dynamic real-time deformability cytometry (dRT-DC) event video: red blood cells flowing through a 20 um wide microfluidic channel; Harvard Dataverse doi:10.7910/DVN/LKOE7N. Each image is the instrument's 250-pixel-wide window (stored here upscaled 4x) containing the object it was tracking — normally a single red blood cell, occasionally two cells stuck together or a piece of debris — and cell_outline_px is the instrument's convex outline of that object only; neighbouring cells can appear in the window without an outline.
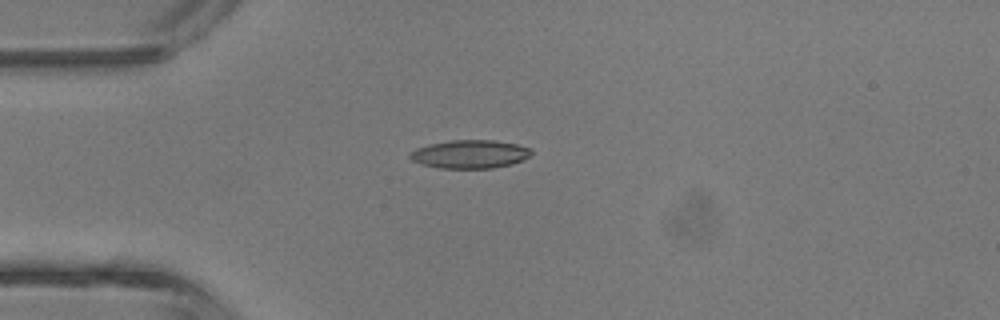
{"species": "common noctule bat (a hibernating species)", "species_latin": "Nyctalus noctula", "temperature_condition": "room temperature", "stored_images_in_passage": 3, "camera_frame_rate_fps": 3000, "um_per_image_px": 0.085, "animal": {"sex": "male", "body_mass_g": 13.3}, "frame": {"image": 1, "passage_image": 2, "time_ms": 2.0, "image_size_px": [1000, 320], "cell_outline_px": [[532, 152], [524, 160], [512, 164], [492, 168], [440, 168], [424, 164], [412, 160], [408, 156], [416, 148], [428, 144], [452, 140], [496, 140], [516, 144], [532, 148]], "centroid_in_image_um": [39.98, 13.09], "position_along_channel_um": 45.0, "area_um2": 20.0}}